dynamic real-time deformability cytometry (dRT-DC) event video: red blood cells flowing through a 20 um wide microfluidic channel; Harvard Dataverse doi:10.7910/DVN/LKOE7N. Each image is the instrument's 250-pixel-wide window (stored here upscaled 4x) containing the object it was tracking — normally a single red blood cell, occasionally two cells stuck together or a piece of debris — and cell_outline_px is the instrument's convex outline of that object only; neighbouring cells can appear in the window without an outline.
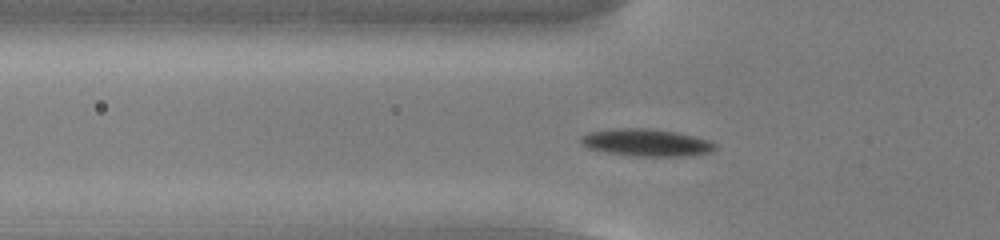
{"species": "common noctule bat (a hibernating species)", "species_latin": "Nyctalus noctula", "temperature_condition": "cold", "stored_images_in_passage": 53, "camera_frame_rate_fps": 3000, "um_per_image_px": 0.085, "animal": {"sex": "male", "body_mass_g": 13.0, "forearm_length_mm": 53.1}, "frame": {"image": 1, "passage_image": 16, "time_ms": 5.0, "image_size_px": [1000, 240], "cell_outline_px": [[716, 148], [712, 152], [684, 156], [632, 156], [604, 152], [588, 148], [580, 144], [580, 140], [588, 132], [616, 128], [652, 128], [676, 132], [696, 136], [708, 140], [716, 144]], "centroid_in_image_um": [54.94, 12.12], "position_along_channel_um": 70.9, "area_um2": 21.5}}
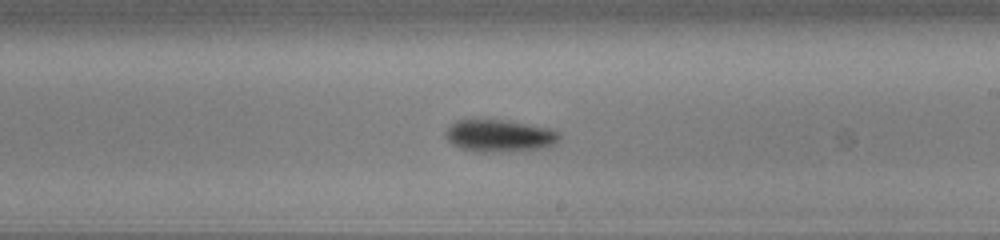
{"frame": {"image": 2, "passage_image": 30, "time_ms": 9.667, "image_size_px": [1000, 240], "cell_outline_px": [[560, 136], [556, 144], [544, 148], [504, 152], [476, 152], [460, 148], [452, 144], [444, 136], [444, 132], [456, 120], [508, 120], [548, 128], [560, 132]], "centroid_in_image_um": [42.46, 11.55], "position_along_channel_um": 246.5, "area_um2": 21.56}}
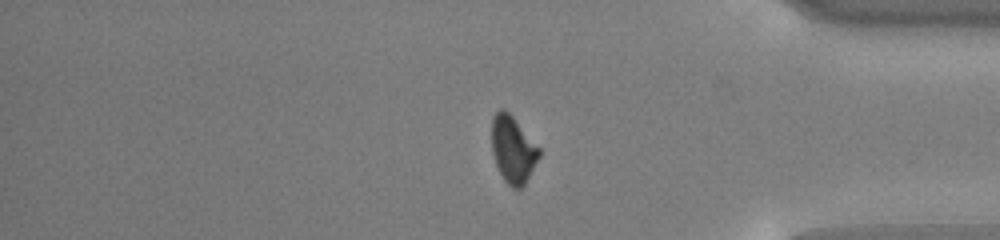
{"frame": {"image": 3, "passage_image": 43, "time_ms": 14.0, "image_size_px": [1000, 240], "cell_outline_px": [[540, 156], [524, 184], [520, 188], [512, 188], [504, 180], [496, 164], [492, 152], [492, 116], [500, 108], [504, 108], [512, 116], [540, 148]], "centroid_in_image_um": [43.59, 12.68], "position_along_channel_um": 391.6, "area_um2": 18.26}, "authors_computed_cell_mechanics": {"area_um2": 19.5942, "velocity_mm_per_s": 3.7834, "shape_relaxation_time_tau1_ms": 2.6492, "shape_relaxation_time_tau2_ms": null, "deformation_change_tau1": 0.1146, "deformation_change_tau2": null}}